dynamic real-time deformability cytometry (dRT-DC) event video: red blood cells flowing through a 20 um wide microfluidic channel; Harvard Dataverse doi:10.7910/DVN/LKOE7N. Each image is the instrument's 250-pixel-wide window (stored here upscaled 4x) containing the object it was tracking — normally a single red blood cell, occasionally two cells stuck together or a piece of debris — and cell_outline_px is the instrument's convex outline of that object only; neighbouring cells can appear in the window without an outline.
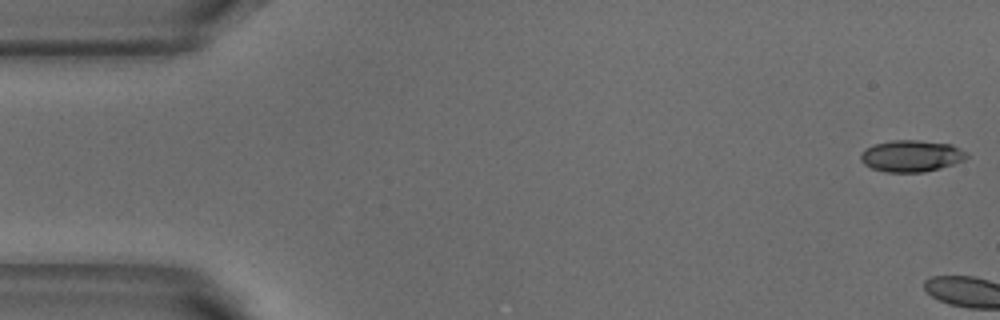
{"species": "common noctule bat (a hibernating species)", "species_latin": "Nyctalus noctula", "temperature_condition": "warm", "stored_images_in_passage": 8, "camera_frame_rate_fps": 3000, "um_per_image_px": 0.085, "animal": {"sex": "male", "body_mass_g": 18.8}, "frame": {"image": 1, "passage_image": 1, "time_ms": 0.0, "image_size_px": [1000, 320], "cell_outline_px": [[968, 156], [964, 160], [940, 168], [924, 172], [884, 172], [872, 168], [864, 164], [860, 160], [860, 152], [864, 148], [876, 144], [892, 140], [916, 140], [952, 144], [968, 152]], "centroid_in_image_um": [77.45, 13.25], "position_along_channel_um": 7.5, "area_um2": 19.65}}
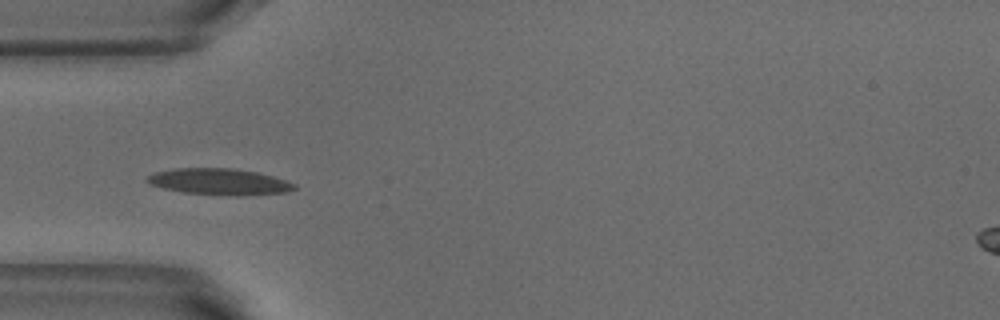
{"frame": {"image": 2, "passage_image": 6, "time_ms": 1.667, "image_size_px": [1000, 320], "cell_outline_px": [[296, 188], [288, 192], [244, 196], [236, 196], [184, 192], [164, 188], [148, 184], [144, 180], [148, 176], [156, 172], [172, 168], [232, 168], [256, 172], [272, 176], [296, 184]], "centroid_in_image_um": [18.63, 15.45], "position_along_channel_um": 66.4, "area_um2": 22.6}}
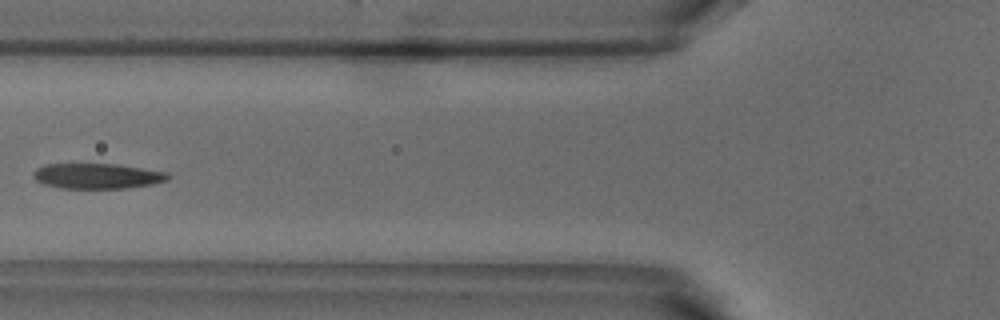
{"frame": {"image": 3, "passage_image": 7, "time_ms": 2.0, "image_size_px": [1000, 320], "cell_outline_px": [[172, 176], [168, 180], [152, 184], [124, 188], [60, 188], [44, 184], [36, 180], [32, 176], [32, 172], [36, 168], [44, 164], [116, 164], [168, 172]], "centroid_in_image_um": [8.26, 14.95], "position_along_channel_um": 117.5, "area_um2": 19.94}}